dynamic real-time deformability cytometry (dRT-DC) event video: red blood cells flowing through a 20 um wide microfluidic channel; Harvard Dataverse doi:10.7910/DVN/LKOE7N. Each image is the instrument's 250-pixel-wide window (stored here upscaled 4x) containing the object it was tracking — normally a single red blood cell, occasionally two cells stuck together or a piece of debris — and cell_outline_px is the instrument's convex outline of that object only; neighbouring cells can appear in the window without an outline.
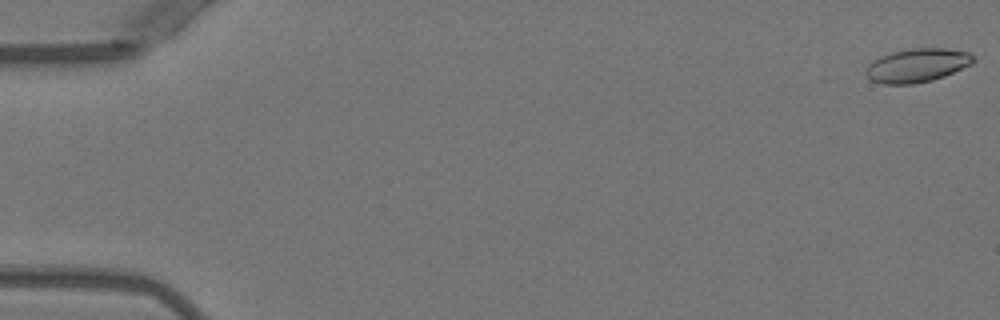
{"species": "Egyptian fruit bat (a non-hibernating species)", "species_latin": "Rousettus aegyptiacus", "temperature_condition": "warm", "stored_images_in_passage": 10, "camera_frame_rate_fps": 3000, "um_per_image_px": 0.085, "animal": {"sex": "female"}, "frame": {"image": 1, "passage_image": 1, "time_ms": 0.0, "image_size_px": [1000, 320], "cell_outline_px": [[976, 56], [972, 64], [944, 76], [932, 80], [912, 84], [884, 84], [868, 80], [864, 72], [868, 64], [872, 60], [880, 56], [892, 52], [912, 48], [944, 48], [968, 52]], "centroid_in_image_um": [77.92, 5.56], "position_along_channel_um": 7.1, "area_um2": 21.27}}